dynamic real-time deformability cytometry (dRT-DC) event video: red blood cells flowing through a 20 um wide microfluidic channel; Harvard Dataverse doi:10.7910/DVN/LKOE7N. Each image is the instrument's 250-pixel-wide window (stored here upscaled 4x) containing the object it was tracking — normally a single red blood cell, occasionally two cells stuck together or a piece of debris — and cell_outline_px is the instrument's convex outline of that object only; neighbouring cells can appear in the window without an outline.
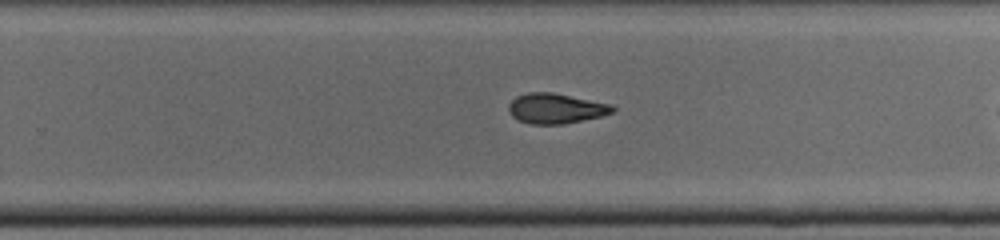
{"species": "common noctule bat (a hibernating species)", "species_latin": "Nyctalus noctula", "temperature_condition": "cold", "stored_images_in_passage": 22, "camera_frame_rate_fps": 3000, "um_per_image_px": 0.085, "animal": {"sex": "male", "body_mass_g": 19.0, "forearm_length_mm": 50.8}, "frame": {"image": 1, "passage_image": 16, "time_ms": 5.0, "image_size_px": [1000, 240], "cell_outline_px": [[616, 112], [600, 116], [564, 124], [528, 124], [516, 120], [508, 112], [508, 104], [516, 96], [528, 92], [552, 92], [608, 104], [616, 108]], "centroid_in_image_um": [47.18, 9.23], "position_along_channel_um": 282.6, "area_um2": 18.26}}
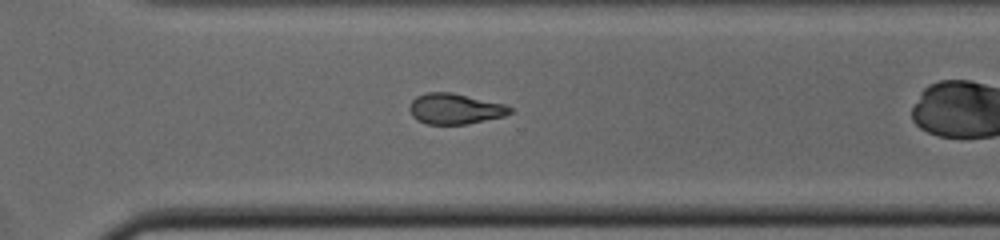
{"frame": {"image": 2, "passage_image": 19, "time_ms": 6.0, "image_size_px": [1000, 240], "cell_outline_px": [[512, 112], [504, 116], [468, 124], [428, 124], [416, 120], [412, 116], [408, 108], [412, 100], [416, 96], [428, 92], [452, 92], [504, 104], [512, 108]], "centroid_in_image_um": [38.65, 9.25], "position_along_channel_um": 332.0, "area_um2": 17.98}}